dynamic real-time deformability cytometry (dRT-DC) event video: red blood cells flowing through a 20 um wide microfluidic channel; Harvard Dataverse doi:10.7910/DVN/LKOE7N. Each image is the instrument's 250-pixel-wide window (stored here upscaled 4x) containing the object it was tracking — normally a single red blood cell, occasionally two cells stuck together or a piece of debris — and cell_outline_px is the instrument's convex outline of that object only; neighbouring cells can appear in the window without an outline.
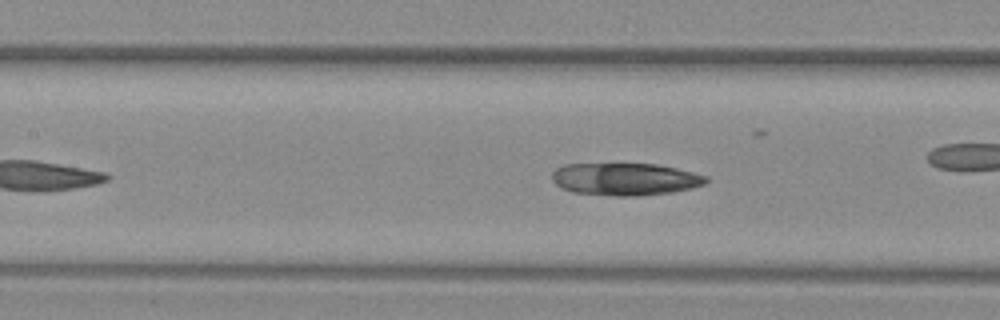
{"species": "common noctule bat (a hibernating species)", "species_latin": "Nyctalus noctula", "temperature_condition": "warm", "stored_images_in_passage": 8, "segment_of_instrument_passage": [2, 2], "camera_frame_rate_fps": 3000, "um_per_image_px": 0.085, "animal": {"sex": "female", "body_mass_g": 29.2, "forearm_length_mm": 56.3}, "frame": {"image": 1, "passage_image": 8, "time_ms": 2.333, "image_size_px": [1000, 320], "cell_outline_px": [[708, 180], [704, 184], [692, 188], [672, 192], [636, 196], [616, 196], [572, 192], [560, 188], [552, 180], [552, 172], [556, 168], [564, 164], [656, 164], [676, 168], [708, 176]], "centroid_in_image_um": [53.12, 15.23], "position_along_channel_um": 154.3, "area_um2": 29.13}}